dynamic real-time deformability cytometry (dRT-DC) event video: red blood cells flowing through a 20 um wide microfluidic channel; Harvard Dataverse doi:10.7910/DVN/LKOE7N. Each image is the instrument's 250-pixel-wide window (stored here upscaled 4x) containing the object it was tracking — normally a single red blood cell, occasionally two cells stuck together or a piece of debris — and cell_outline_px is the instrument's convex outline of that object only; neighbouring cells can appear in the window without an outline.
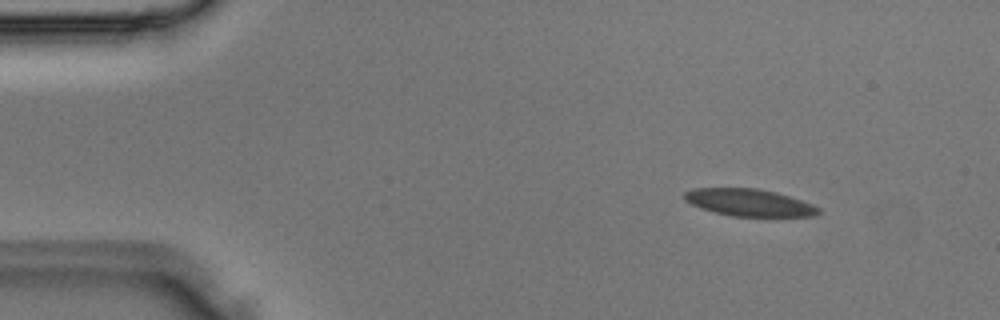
{"species": "Egyptian fruit bat (a non-hibernating species)", "species_latin": "Rousettus aegyptiacus", "temperature_condition": "room temperature", "stored_images_in_passage": 4, "camera_frame_rate_fps": 3000, "um_per_image_px": 0.085, "animal": {"sex": "male"}, "frame": {"image": 1, "passage_image": 1, "time_ms": 0.0, "image_size_px": [1000, 320], "cell_outline_px": [[820, 212], [816, 216], [732, 216], [700, 208], [684, 200], [684, 192], [692, 188], [756, 188], [776, 192], [812, 204], [820, 208]], "centroid_in_image_um": [63.66, 17.21], "position_along_channel_um": 21.3, "area_um2": 21.1}}